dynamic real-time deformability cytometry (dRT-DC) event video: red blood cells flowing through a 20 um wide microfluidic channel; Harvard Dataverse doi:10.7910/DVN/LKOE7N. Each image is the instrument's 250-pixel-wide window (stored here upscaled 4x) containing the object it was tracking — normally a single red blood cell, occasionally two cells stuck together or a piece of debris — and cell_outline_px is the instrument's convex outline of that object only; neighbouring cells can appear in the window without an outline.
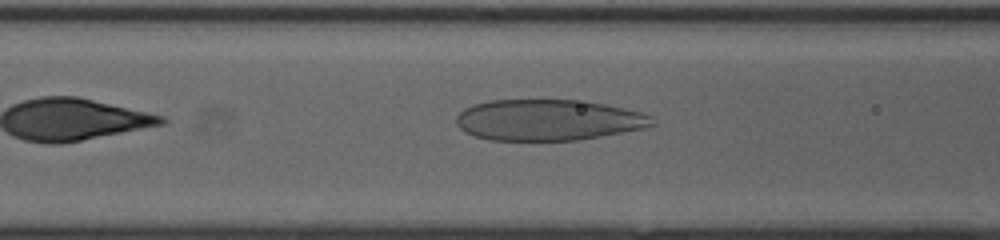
{"species": "human", "species_latin": "Homo sapiens", "temperature_condition": "cold", "stored_images_in_passage": 35, "camera_frame_rate_fps": 3000, "um_per_image_px": 0.085, "donor": {"sex": "female"}, "frame": {"image": 1, "passage_image": 6, "time_ms": 1.667, "image_size_px": [1000, 240], "cell_outline_px": [[656, 124], [644, 128], [600, 136], [576, 140], [488, 140], [472, 136], [464, 132], [456, 124], [456, 116], [464, 108], [472, 104], [492, 100], [572, 100], [604, 104], [624, 108], [640, 112], [652, 116]], "centroid_in_image_um": [46.55, 10.2], "position_along_channel_um": 120.1, "area_um2": 46.82}}
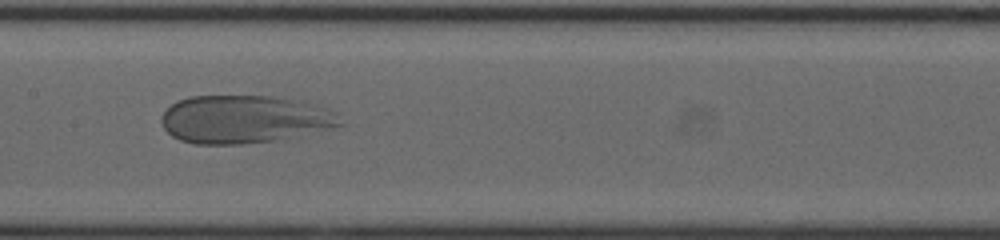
{"frame": {"image": 2, "passage_image": 11, "time_ms": 3.333, "image_size_px": [1000, 240], "cell_outline_px": [[344, 124], [276, 140], [240, 144], [196, 144], [180, 140], [172, 136], [164, 128], [160, 120], [160, 116], [176, 100], [188, 96], [268, 96], [300, 100], [316, 104], [336, 112]], "centroid_in_image_um": [20.72, 10.12], "position_along_channel_um": 186.7, "area_um2": 49.82}}
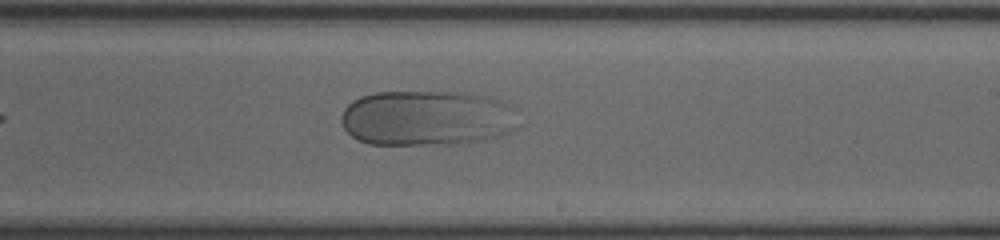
{"frame": {"image": 3, "passage_image": 16, "time_ms": 5.0, "image_size_px": [1000, 240], "cell_outline_px": [[524, 124], [520, 128], [500, 136], [484, 140], [464, 144], [368, 144], [356, 140], [344, 128], [340, 120], [340, 116], [344, 108], [352, 100], [360, 96], [376, 92], [460, 92], [488, 96], [500, 100], [516, 108]], "centroid_in_image_um": [36.39, 10.04], "position_along_channel_um": 252.6, "area_um2": 58.72}}